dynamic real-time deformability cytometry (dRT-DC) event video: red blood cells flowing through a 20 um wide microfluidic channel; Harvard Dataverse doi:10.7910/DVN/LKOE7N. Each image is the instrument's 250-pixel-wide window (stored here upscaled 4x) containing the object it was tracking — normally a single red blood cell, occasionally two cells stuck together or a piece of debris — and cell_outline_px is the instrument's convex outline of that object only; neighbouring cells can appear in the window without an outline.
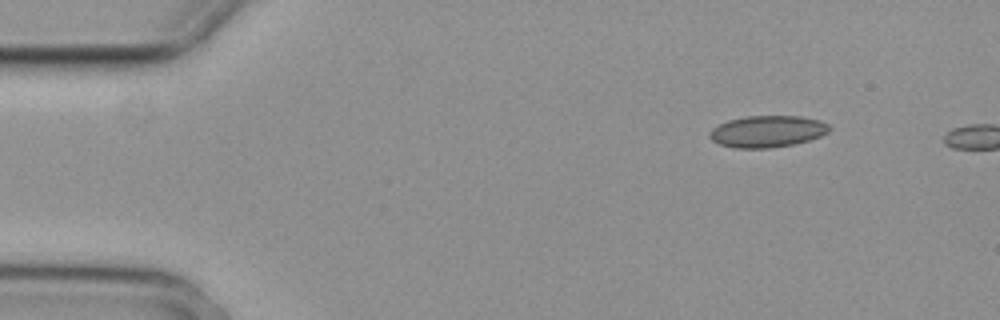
{"species": "common noctule bat (a hibernating species)", "species_latin": "Nyctalus noctula", "temperature_condition": "cold", "stored_images_in_passage": 2, "camera_frame_rate_fps": 3000, "um_per_image_px": 0.085, "animal": {"sex": "female", "body_mass_g": 29.2, "forearm_length_mm": 56.3}, "frame": {"image": 1, "passage_image": 1, "time_ms": 0.0, "image_size_px": [1000, 320], "cell_outline_px": [[832, 128], [828, 132], [820, 136], [808, 140], [792, 144], [768, 148], [736, 148], [720, 144], [712, 140], [708, 136], [708, 132], [712, 128], [728, 120], [744, 116], [800, 116], [820, 120], [828, 124]], "centroid_in_image_um": [65.21, 11.16], "position_along_channel_um": 19.8, "area_um2": 22.08}}